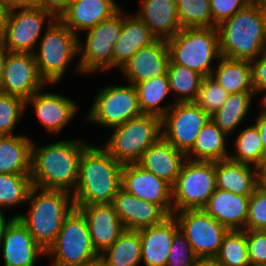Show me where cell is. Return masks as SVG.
<instances>
[{
	"label": "cell",
	"mask_w": 266,
	"mask_h": 266,
	"mask_svg": "<svg viewBox=\"0 0 266 266\" xmlns=\"http://www.w3.org/2000/svg\"><path fill=\"white\" fill-rule=\"evenodd\" d=\"M216 29L223 57L250 62L266 52V18L261 7L249 4Z\"/></svg>",
	"instance_id": "4"
},
{
	"label": "cell",
	"mask_w": 266,
	"mask_h": 266,
	"mask_svg": "<svg viewBox=\"0 0 266 266\" xmlns=\"http://www.w3.org/2000/svg\"><path fill=\"white\" fill-rule=\"evenodd\" d=\"M32 186L30 174L0 173V211L24 208Z\"/></svg>",
	"instance_id": "37"
},
{
	"label": "cell",
	"mask_w": 266,
	"mask_h": 266,
	"mask_svg": "<svg viewBox=\"0 0 266 266\" xmlns=\"http://www.w3.org/2000/svg\"><path fill=\"white\" fill-rule=\"evenodd\" d=\"M135 87L142 114L155 115L162 118L175 104L173 101L170 102L171 100L169 99L171 92L167 75L143 81L135 84Z\"/></svg>",
	"instance_id": "33"
},
{
	"label": "cell",
	"mask_w": 266,
	"mask_h": 266,
	"mask_svg": "<svg viewBox=\"0 0 266 266\" xmlns=\"http://www.w3.org/2000/svg\"><path fill=\"white\" fill-rule=\"evenodd\" d=\"M256 173L259 185L266 182V153L262 155L259 164L256 166Z\"/></svg>",
	"instance_id": "51"
},
{
	"label": "cell",
	"mask_w": 266,
	"mask_h": 266,
	"mask_svg": "<svg viewBox=\"0 0 266 266\" xmlns=\"http://www.w3.org/2000/svg\"><path fill=\"white\" fill-rule=\"evenodd\" d=\"M247 250L251 266H266V231L246 230Z\"/></svg>",
	"instance_id": "44"
},
{
	"label": "cell",
	"mask_w": 266,
	"mask_h": 266,
	"mask_svg": "<svg viewBox=\"0 0 266 266\" xmlns=\"http://www.w3.org/2000/svg\"><path fill=\"white\" fill-rule=\"evenodd\" d=\"M255 91V97H259V95H261V98H257L259 99V112L258 113H266V90H254ZM261 105V106H260Z\"/></svg>",
	"instance_id": "53"
},
{
	"label": "cell",
	"mask_w": 266,
	"mask_h": 266,
	"mask_svg": "<svg viewBox=\"0 0 266 266\" xmlns=\"http://www.w3.org/2000/svg\"><path fill=\"white\" fill-rule=\"evenodd\" d=\"M250 65L254 90H266V52L250 61Z\"/></svg>",
	"instance_id": "46"
},
{
	"label": "cell",
	"mask_w": 266,
	"mask_h": 266,
	"mask_svg": "<svg viewBox=\"0 0 266 266\" xmlns=\"http://www.w3.org/2000/svg\"><path fill=\"white\" fill-rule=\"evenodd\" d=\"M185 160L183 152L161 137L144 151L137 164L173 186Z\"/></svg>",
	"instance_id": "24"
},
{
	"label": "cell",
	"mask_w": 266,
	"mask_h": 266,
	"mask_svg": "<svg viewBox=\"0 0 266 266\" xmlns=\"http://www.w3.org/2000/svg\"><path fill=\"white\" fill-rule=\"evenodd\" d=\"M210 118L195 102L175 103L162 117V137L186 155Z\"/></svg>",
	"instance_id": "15"
},
{
	"label": "cell",
	"mask_w": 266,
	"mask_h": 266,
	"mask_svg": "<svg viewBox=\"0 0 266 266\" xmlns=\"http://www.w3.org/2000/svg\"><path fill=\"white\" fill-rule=\"evenodd\" d=\"M167 77L173 102H195L203 76L187 67L169 64Z\"/></svg>",
	"instance_id": "36"
},
{
	"label": "cell",
	"mask_w": 266,
	"mask_h": 266,
	"mask_svg": "<svg viewBox=\"0 0 266 266\" xmlns=\"http://www.w3.org/2000/svg\"><path fill=\"white\" fill-rule=\"evenodd\" d=\"M78 266H106V264L104 260L100 256H98L97 258Z\"/></svg>",
	"instance_id": "55"
},
{
	"label": "cell",
	"mask_w": 266,
	"mask_h": 266,
	"mask_svg": "<svg viewBox=\"0 0 266 266\" xmlns=\"http://www.w3.org/2000/svg\"><path fill=\"white\" fill-rule=\"evenodd\" d=\"M25 113L26 101L23 98L0 92V136L17 134L15 129Z\"/></svg>",
	"instance_id": "40"
},
{
	"label": "cell",
	"mask_w": 266,
	"mask_h": 266,
	"mask_svg": "<svg viewBox=\"0 0 266 266\" xmlns=\"http://www.w3.org/2000/svg\"><path fill=\"white\" fill-rule=\"evenodd\" d=\"M253 124L257 127L262 146H263V153H266V113H256Z\"/></svg>",
	"instance_id": "49"
},
{
	"label": "cell",
	"mask_w": 266,
	"mask_h": 266,
	"mask_svg": "<svg viewBox=\"0 0 266 266\" xmlns=\"http://www.w3.org/2000/svg\"><path fill=\"white\" fill-rule=\"evenodd\" d=\"M121 188L144 201L158 204L173 214L172 186L137 163L123 164Z\"/></svg>",
	"instance_id": "17"
},
{
	"label": "cell",
	"mask_w": 266,
	"mask_h": 266,
	"mask_svg": "<svg viewBox=\"0 0 266 266\" xmlns=\"http://www.w3.org/2000/svg\"><path fill=\"white\" fill-rule=\"evenodd\" d=\"M230 137L210 118L200 130L186 159L193 161H220L229 158Z\"/></svg>",
	"instance_id": "29"
},
{
	"label": "cell",
	"mask_w": 266,
	"mask_h": 266,
	"mask_svg": "<svg viewBox=\"0 0 266 266\" xmlns=\"http://www.w3.org/2000/svg\"><path fill=\"white\" fill-rule=\"evenodd\" d=\"M128 12H124L123 28L113 50V70L117 72L139 49L157 39L136 14Z\"/></svg>",
	"instance_id": "26"
},
{
	"label": "cell",
	"mask_w": 266,
	"mask_h": 266,
	"mask_svg": "<svg viewBox=\"0 0 266 266\" xmlns=\"http://www.w3.org/2000/svg\"><path fill=\"white\" fill-rule=\"evenodd\" d=\"M261 8H262L264 16L266 18V4H264Z\"/></svg>",
	"instance_id": "58"
},
{
	"label": "cell",
	"mask_w": 266,
	"mask_h": 266,
	"mask_svg": "<svg viewBox=\"0 0 266 266\" xmlns=\"http://www.w3.org/2000/svg\"><path fill=\"white\" fill-rule=\"evenodd\" d=\"M27 211L13 213L26 226L33 239L47 252L55 243L63 221L75 208L72 193L32 186ZM24 212V214H22Z\"/></svg>",
	"instance_id": "3"
},
{
	"label": "cell",
	"mask_w": 266,
	"mask_h": 266,
	"mask_svg": "<svg viewBox=\"0 0 266 266\" xmlns=\"http://www.w3.org/2000/svg\"><path fill=\"white\" fill-rule=\"evenodd\" d=\"M98 256L84 215L75 207L63 221L55 243L46 252L50 266H78Z\"/></svg>",
	"instance_id": "10"
},
{
	"label": "cell",
	"mask_w": 266,
	"mask_h": 266,
	"mask_svg": "<svg viewBox=\"0 0 266 266\" xmlns=\"http://www.w3.org/2000/svg\"><path fill=\"white\" fill-rule=\"evenodd\" d=\"M212 21L215 26L229 19L250 4V0H209Z\"/></svg>",
	"instance_id": "45"
},
{
	"label": "cell",
	"mask_w": 266,
	"mask_h": 266,
	"mask_svg": "<svg viewBox=\"0 0 266 266\" xmlns=\"http://www.w3.org/2000/svg\"><path fill=\"white\" fill-rule=\"evenodd\" d=\"M176 6L181 29L216 27L209 0H176Z\"/></svg>",
	"instance_id": "39"
},
{
	"label": "cell",
	"mask_w": 266,
	"mask_h": 266,
	"mask_svg": "<svg viewBox=\"0 0 266 266\" xmlns=\"http://www.w3.org/2000/svg\"><path fill=\"white\" fill-rule=\"evenodd\" d=\"M100 87L85 116L86 123L108 130L141 115L135 85L123 82ZM120 84V85H119Z\"/></svg>",
	"instance_id": "9"
},
{
	"label": "cell",
	"mask_w": 266,
	"mask_h": 266,
	"mask_svg": "<svg viewBox=\"0 0 266 266\" xmlns=\"http://www.w3.org/2000/svg\"><path fill=\"white\" fill-rule=\"evenodd\" d=\"M216 64L212 70L211 77L229 94L255 92L252 85L249 61L221 56Z\"/></svg>",
	"instance_id": "32"
},
{
	"label": "cell",
	"mask_w": 266,
	"mask_h": 266,
	"mask_svg": "<svg viewBox=\"0 0 266 266\" xmlns=\"http://www.w3.org/2000/svg\"><path fill=\"white\" fill-rule=\"evenodd\" d=\"M213 260L219 266H251L247 250L246 230H229Z\"/></svg>",
	"instance_id": "38"
},
{
	"label": "cell",
	"mask_w": 266,
	"mask_h": 266,
	"mask_svg": "<svg viewBox=\"0 0 266 266\" xmlns=\"http://www.w3.org/2000/svg\"><path fill=\"white\" fill-rule=\"evenodd\" d=\"M56 18L41 7L9 11L4 47L11 53L34 54L40 38Z\"/></svg>",
	"instance_id": "12"
},
{
	"label": "cell",
	"mask_w": 266,
	"mask_h": 266,
	"mask_svg": "<svg viewBox=\"0 0 266 266\" xmlns=\"http://www.w3.org/2000/svg\"><path fill=\"white\" fill-rule=\"evenodd\" d=\"M70 2L71 0H41V8L51 11L58 18Z\"/></svg>",
	"instance_id": "47"
},
{
	"label": "cell",
	"mask_w": 266,
	"mask_h": 266,
	"mask_svg": "<svg viewBox=\"0 0 266 266\" xmlns=\"http://www.w3.org/2000/svg\"><path fill=\"white\" fill-rule=\"evenodd\" d=\"M84 215L95 251L101 255L112 246L125 228L112 203L75 205Z\"/></svg>",
	"instance_id": "20"
},
{
	"label": "cell",
	"mask_w": 266,
	"mask_h": 266,
	"mask_svg": "<svg viewBox=\"0 0 266 266\" xmlns=\"http://www.w3.org/2000/svg\"><path fill=\"white\" fill-rule=\"evenodd\" d=\"M115 0H71L59 19L76 35L110 18L122 5ZM81 31V32H80Z\"/></svg>",
	"instance_id": "22"
},
{
	"label": "cell",
	"mask_w": 266,
	"mask_h": 266,
	"mask_svg": "<svg viewBox=\"0 0 266 266\" xmlns=\"http://www.w3.org/2000/svg\"><path fill=\"white\" fill-rule=\"evenodd\" d=\"M125 230L138 231L161 223L169 215L158 205L120 189L112 201Z\"/></svg>",
	"instance_id": "21"
},
{
	"label": "cell",
	"mask_w": 266,
	"mask_h": 266,
	"mask_svg": "<svg viewBox=\"0 0 266 266\" xmlns=\"http://www.w3.org/2000/svg\"><path fill=\"white\" fill-rule=\"evenodd\" d=\"M136 14L157 38L167 40L181 30L176 0H139Z\"/></svg>",
	"instance_id": "27"
},
{
	"label": "cell",
	"mask_w": 266,
	"mask_h": 266,
	"mask_svg": "<svg viewBox=\"0 0 266 266\" xmlns=\"http://www.w3.org/2000/svg\"><path fill=\"white\" fill-rule=\"evenodd\" d=\"M216 188L251 196L259 186L256 167L228 159L215 162Z\"/></svg>",
	"instance_id": "28"
},
{
	"label": "cell",
	"mask_w": 266,
	"mask_h": 266,
	"mask_svg": "<svg viewBox=\"0 0 266 266\" xmlns=\"http://www.w3.org/2000/svg\"><path fill=\"white\" fill-rule=\"evenodd\" d=\"M141 254L139 230H125L100 257L106 266H141Z\"/></svg>",
	"instance_id": "35"
},
{
	"label": "cell",
	"mask_w": 266,
	"mask_h": 266,
	"mask_svg": "<svg viewBox=\"0 0 266 266\" xmlns=\"http://www.w3.org/2000/svg\"><path fill=\"white\" fill-rule=\"evenodd\" d=\"M255 92H241L229 94L226 102L222 107L211 115V119L215 124L225 132L229 137H232L242 126L249 112L252 114L255 104ZM248 119V120H246Z\"/></svg>",
	"instance_id": "31"
},
{
	"label": "cell",
	"mask_w": 266,
	"mask_h": 266,
	"mask_svg": "<svg viewBox=\"0 0 266 266\" xmlns=\"http://www.w3.org/2000/svg\"><path fill=\"white\" fill-rule=\"evenodd\" d=\"M245 126L230 137L229 159L256 167L264 154L260 134L252 122Z\"/></svg>",
	"instance_id": "34"
},
{
	"label": "cell",
	"mask_w": 266,
	"mask_h": 266,
	"mask_svg": "<svg viewBox=\"0 0 266 266\" xmlns=\"http://www.w3.org/2000/svg\"><path fill=\"white\" fill-rule=\"evenodd\" d=\"M14 218L13 215H9V217H7L6 212H1L0 211V244L2 242L3 239V235H4V231L7 227V225L9 224V222Z\"/></svg>",
	"instance_id": "52"
},
{
	"label": "cell",
	"mask_w": 266,
	"mask_h": 266,
	"mask_svg": "<svg viewBox=\"0 0 266 266\" xmlns=\"http://www.w3.org/2000/svg\"><path fill=\"white\" fill-rule=\"evenodd\" d=\"M53 85L56 87L58 84H47L28 98L26 111L30 107L37 121L44 127V132L56 137L73 123L81 107L65 94L50 91L48 87L52 88ZM46 87L48 91L45 92Z\"/></svg>",
	"instance_id": "14"
},
{
	"label": "cell",
	"mask_w": 266,
	"mask_h": 266,
	"mask_svg": "<svg viewBox=\"0 0 266 266\" xmlns=\"http://www.w3.org/2000/svg\"><path fill=\"white\" fill-rule=\"evenodd\" d=\"M262 186L266 189V182H264V183L262 184Z\"/></svg>",
	"instance_id": "59"
},
{
	"label": "cell",
	"mask_w": 266,
	"mask_h": 266,
	"mask_svg": "<svg viewBox=\"0 0 266 266\" xmlns=\"http://www.w3.org/2000/svg\"><path fill=\"white\" fill-rule=\"evenodd\" d=\"M0 254L1 266H38V261L46 257V251L18 217H14L4 231Z\"/></svg>",
	"instance_id": "18"
},
{
	"label": "cell",
	"mask_w": 266,
	"mask_h": 266,
	"mask_svg": "<svg viewBox=\"0 0 266 266\" xmlns=\"http://www.w3.org/2000/svg\"><path fill=\"white\" fill-rule=\"evenodd\" d=\"M57 140L43 146L33 140L30 173L32 185L73 193L78 182L81 155L92 142L70 136L68 139Z\"/></svg>",
	"instance_id": "1"
},
{
	"label": "cell",
	"mask_w": 266,
	"mask_h": 266,
	"mask_svg": "<svg viewBox=\"0 0 266 266\" xmlns=\"http://www.w3.org/2000/svg\"><path fill=\"white\" fill-rule=\"evenodd\" d=\"M179 230L174 215L161 223L139 230L141 237V266H166L174 234Z\"/></svg>",
	"instance_id": "23"
},
{
	"label": "cell",
	"mask_w": 266,
	"mask_h": 266,
	"mask_svg": "<svg viewBox=\"0 0 266 266\" xmlns=\"http://www.w3.org/2000/svg\"><path fill=\"white\" fill-rule=\"evenodd\" d=\"M122 7L110 18L101 21L79 36V65L83 76L113 70V50L123 28Z\"/></svg>",
	"instance_id": "8"
},
{
	"label": "cell",
	"mask_w": 266,
	"mask_h": 266,
	"mask_svg": "<svg viewBox=\"0 0 266 266\" xmlns=\"http://www.w3.org/2000/svg\"><path fill=\"white\" fill-rule=\"evenodd\" d=\"M249 199L216 188L203 210L229 230H246Z\"/></svg>",
	"instance_id": "25"
},
{
	"label": "cell",
	"mask_w": 266,
	"mask_h": 266,
	"mask_svg": "<svg viewBox=\"0 0 266 266\" xmlns=\"http://www.w3.org/2000/svg\"><path fill=\"white\" fill-rule=\"evenodd\" d=\"M250 4L262 7L264 4H266V0H250Z\"/></svg>",
	"instance_id": "57"
},
{
	"label": "cell",
	"mask_w": 266,
	"mask_h": 266,
	"mask_svg": "<svg viewBox=\"0 0 266 266\" xmlns=\"http://www.w3.org/2000/svg\"><path fill=\"white\" fill-rule=\"evenodd\" d=\"M8 53L9 51L4 47L3 41H0V79L3 74Z\"/></svg>",
	"instance_id": "54"
},
{
	"label": "cell",
	"mask_w": 266,
	"mask_h": 266,
	"mask_svg": "<svg viewBox=\"0 0 266 266\" xmlns=\"http://www.w3.org/2000/svg\"><path fill=\"white\" fill-rule=\"evenodd\" d=\"M102 147L119 163H137L144 151L162 137V118L141 114L108 130Z\"/></svg>",
	"instance_id": "7"
},
{
	"label": "cell",
	"mask_w": 266,
	"mask_h": 266,
	"mask_svg": "<svg viewBox=\"0 0 266 266\" xmlns=\"http://www.w3.org/2000/svg\"><path fill=\"white\" fill-rule=\"evenodd\" d=\"M173 215L196 256L200 260H213L229 229L203 209H187Z\"/></svg>",
	"instance_id": "13"
},
{
	"label": "cell",
	"mask_w": 266,
	"mask_h": 266,
	"mask_svg": "<svg viewBox=\"0 0 266 266\" xmlns=\"http://www.w3.org/2000/svg\"><path fill=\"white\" fill-rule=\"evenodd\" d=\"M122 168L101 144L92 142L79 161L78 182L72 193L74 204L112 203L121 189Z\"/></svg>",
	"instance_id": "2"
},
{
	"label": "cell",
	"mask_w": 266,
	"mask_h": 266,
	"mask_svg": "<svg viewBox=\"0 0 266 266\" xmlns=\"http://www.w3.org/2000/svg\"><path fill=\"white\" fill-rule=\"evenodd\" d=\"M79 36L73 33L59 18L47 28L40 38L34 53L38 72L47 84H59L67 74L69 67L83 75L80 70ZM75 60V61H74ZM78 72V73H77Z\"/></svg>",
	"instance_id": "5"
},
{
	"label": "cell",
	"mask_w": 266,
	"mask_h": 266,
	"mask_svg": "<svg viewBox=\"0 0 266 266\" xmlns=\"http://www.w3.org/2000/svg\"><path fill=\"white\" fill-rule=\"evenodd\" d=\"M9 10L34 9L41 7V0H4Z\"/></svg>",
	"instance_id": "48"
},
{
	"label": "cell",
	"mask_w": 266,
	"mask_h": 266,
	"mask_svg": "<svg viewBox=\"0 0 266 266\" xmlns=\"http://www.w3.org/2000/svg\"><path fill=\"white\" fill-rule=\"evenodd\" d=\"M46 85L38 72L34 54L8 53L0 79L1 93L16 95L26 101Z\"/></svg>",
	"instance_id": "16"
},
{
	"label": "cell",
	"mask_w": 266,
	"mask_h": 266,
	"mask_svg": "<svg viewBox=\"0 0 266 266\" xmlns=\"http://www.w3.org/2000/svg\"><path fill=\"white\" fill-rule=\"evenodd\" d=\"M194 266H219L214 260H199Z\"/></svg>",
	"instance_id": "56"
},
{
	"label": "cell",
	"mask_w": 266,
	"mask_h": 266,
	"mask_svg": "<svg viewBox=\"0 0 266 266\" xmlns=\"http://www.w3.org/2000/svg\"><path fill=\"white\" fill-rule=\"evenodd\" d=\"M229 93L211 76L203 77L195 103L210 116L226 102Z\"/></svg>",
	"instance_id": "41"
},
{
	"label": "cell",
	"mask_w": 266,
	"mask_h": 266,
	"mask_svg": "<svg viewBox=\"0 0 266 266\" xmlns=\"http://www.w3.org/2000/svg\"><path fill=\"white\" fill-rule=\"evenodd\" d=\"M246 230L266 231V189L262 185L250 196Z\"/></svg>",
	"instance_id": "42"
},
{
	"label": "cell",
	"mask_w": 266,
	"mask_h": 266,
	"mask_svg": "<svg viewBox=\"0 0 266 266\" xmlns=\"http://www.w3.org/2000/svg\"><path fill=\"white\" fill-rule=\"evenodd\" d=\"M9 11L8 6L4 2L0 1V41H3L4 39Z\"/></svg>",
	"instance_id": "50"
},
{
	"label": "cell",
	"mask_w": 266,
	"mask_h": 266,
	"mask_svg": "<svg viewBox=\"0 0 266 266\" xmlns=\"http://www.w3.org/2000/svg\"><path fill=\"white\" fill-rule=\"evenodd\" d=\"M215 189V162L186 159L172 186L173 213L187 209H203Z\"/></svg>",
	"instance_id": "11"
},
{
	"label": "cell",
	"mask_w": 266,
	"mask_h": 266,
	"mask_svg": "<svg viewBox=\"0 0 266 266\" xmlns=\"http://www.w3.org/2000/svg\"><path fill=\"white\" fill-rule=\"evenodd\" d=\"M166 42L169 64L190 68L203 77L211 76L221 57L216 27L183 28Z\"/></svg>",
	"instance_id": "6"
},
{
	"label": "cell",
	"mask_w": 266,
	"mask_h": 266,
	"mask_svg": "<svg viewBox=\"0 0 266 266\" xmlns=\"http://www.w3.org/2000/svg\"><path fill=\"white\" fill-rule=\"evenodd\" d=\"M33 139L28 134L0 136V173L30 174Z\"/></svg>",
	"instance_id": "30"
},
{
	"label": "cell",
	"mask_w": 266,
	"mask_h": 266,
	"mask_svg": "<svg viewBox=\"0 0 266 266\" xmlns=\"http://www.w3.org/2000/svg\"><path fill=\"white\" fill-rule=\"evenodd\" d=\"M200 259L180 229L174 234L166 266H194Z\"/></svg>",
	"instance_id": "43"
},
{
	"label": "cell",
	"mask_w": 266,
	"mask_h": 266,
	"mask_svg": "<svg viewBox=\"0 0 266 266\" xmlns=\"http://www.w3.org/2000/svg\"><path fill=\"white\" fill-rule=\"evenodd\" d=\"M170 62L166 40L156 39L139 49L118 71L126 83L135 85L143 81L167 75Z\"/></svg>",
	"instance_id": "19"
}]
</instances>
